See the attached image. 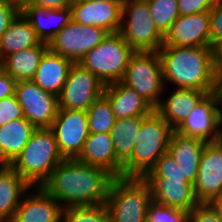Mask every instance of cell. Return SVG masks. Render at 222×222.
<instances>
[{
	"mask_svg": "<svg viewBox=\"0 0 222 222\" xmlns=\"http://www.w3.org/2000/svg\"><path fill=\"white\" fill-rule=\"evenodd\" d=\"M114 177L77 158L64 159L41 187L63 208L106 204Z\"/></svg>",
	"mask_w": 222,
	"mask_h": 222,
	"instance_id": "obj_1",
	"label": "cell"
},
{
	"mask_svg": "<svg viewBox=\"0 0 222 222\" xmlns=\"http://www.w3.org/2000/svg\"><path fill=\"white\" fill-rule=\"evenodd\" d=\"M206 143L202 139L183 136L175 131L170 137L167 152L192 184L196 181L201 155Z\"/></svg>",
	"mask_w": 222,
	"mask_h": 222,
	"instance_id": "obj_23",
	"label": "cell"
},
{
	"mask_svg": "<svg viewBox=\"0 0 222 222\" xmlns=\"http://www.w3.org/2000/svg\"><path fill=\"white\" fill-rule=\"evenodd\" d=\"M89 133H110L115 115L109 99L103 94L86 111Z\"/></svg>",
	"mask_w": 222,
	"mask_h": 222,
	"instance_id": "obj_30",
	"label": "cell"
},
{
	"mask_svg": "<svg viewBox=\"0 0 222 222\" xmlns=\"http://www.w3.org/2000/svg\"><path fill=\"white\" fill-rule=\"evenodd\" d=\"M16 80L0 67V100L15 95Z\"/></svg>",
	"mask_w": 222,
	"mask_h": 222,
	"instance_id": "obj_40",
	"label": "cell"
},
{
	"mask_svg": "<svg viewBox=\"0 0 222 222\" xmlns=\"http://www.w3.org/2000/svg\"><path fill=\"white\" fill-rule=\"evenodd\" d=\"M89 1L104 2V1H124V0H89Z\"/></svg>",
	"mask_w": 222,
	"mask_h": 222,
	"instance_id": "obj_45",
	"label": "cell"
},
{
	"mask_svg": "<svg viewBox=\"0 0 222 222\" xmlns=\"http://www.w3.org/2000/svg\"><path fill=\"white\" fill-rule=\"evenodd\" d=\"M213 92L217 98V117L218 127L222 139V76L218 78L217 84Z\"/></svg>",
	"mask_w": 222,
	"mask_h": 222,
	"instance_id": "obj_42",
	"label": "cell"
},
{
	"mask_svg": "<svg viewBox=\"0 0 222 222\" xmlns=\"http://www.w3.org/2000/svg\"><path fill=\"white\" fill-rule=\"evenodd\" d=\"M151 189L152 201L190 213L199 202L193 184L161 177H143Z\"/></svg>",
	"mask_w": 222,
	"mask_h": 222,
	"instance_id": "obj_19",
	"label": "cell"
},
{
	"mask_svg": "<svg viewBox=\"0 0 222 222\" xmlns=\"http://www.w3.org/2000/svg\"><path fill=\"white\" fill-rule=\"evenodd\" d=\"M191 112L174 130L175 132L205 142L222 140L218 127L217 98L214 92L206 94Z\"/></svg>",
	"mask_w": 222,
	"mask_h": 222,
	"instance_id": "obj_14",
	"label": "cell"
},
{
	"mask_svg": "<svg viewBox=\"0 0 222 222\" xmlns=\"http://www.w3.org/2000/svg\"><path fill=\"white\" fill-rule=\"evenodd\" d=\"M20 118H24V116L16 95L0 100V126Z\"/></svg>",
	"mask_w": 222,
	"mask_h": 222,
	"instance_id": "obj_35",
	"label": "cell"
},
{
	"mask_svg": "<svg viewBox=\"0 0 222 222\" xmlns=\"http://www.w3.org/2000/svg\"><path fill=\"white\" fill-rule=\"evenodd\" d=\"M188 222H222L216 208L211 203H199L190 213Z\"/></svg>",
	"mask_w": 222,
	"mask_h": 222,
	"instance_id": "obj_37",
	"label": "cell"
},
{
	"mask_svg": "<svg viewBox=\"0 0 222 222\" xmlns=\"http://www.w3.org/2000/svg\"><path fill=\"white\" fill-rule=\"evenodd\" d=\"M104 89L105 84L97 76L80 63H73L58 96L59 109L87 111Z\"/></svg>",
	"mask_w": 222,
	"mask_h": 222,
	"instance_id": "obj_9",
	"label": "cell"
},
{
	"mask_svg": "<svg viewBox=\"0 0 222 222\" xmlns=\"http://www.w3.org/2000/svg\"><path fill=\"white\" fill-rule=\"evenodd\" d=\"M163 45L210 47V14L180 15L164 35Z\"/></svg>",
	"mask_w": 222,
	"mask_h": 222,
	"instance_id": "obj_15",
	"label": "cell"
},
{
	"mask_svg": "<svg viewBox=\"0 0 222 222\" xmlns=\"http://www.w3.org/2000/svg\"><path fill=\"white\" fill-rule=\"evenodd\" d=\"M62 222H111L106 204L63 208Z\"/></svg>",
	"mask_w": 222,
	"mask_h": 222,
	"instance_id": "obj_32",
	"label": "cell"
},
{
	"mask_svg": "<svg viewBox=\"0 0 222 222\" xmlns=\"http://www.w3.org/2000/svg\"><path fill=\"white\" fill-rule=\"evenodd\" d=\"M158 53L165 87L213 92L219 76L212 47L163 45Z\"/></svg>",
	"mask_w": 222,
	"mask_h": 222,
	"instance_id": "obj_2",
	"label": "cell"
},
{
	"mask_svg": "<svg viewBox=\"0 0 222 222\" xmlns=\"http://www.w3.org/2000/svg\"><path fill=\"white\" fill-rule=\"evenodd\" d=\"M20 12L30 22L39 39L49 44L71 20V7L49 9L32 4L29 0L20 1Z\"/></svg>",
	"mask_w": 222,
	"mask_h": 222,
	"instance_id": "obj_18",
	"label": "cell"
},
{
	"mask_svg": "<svg viewBox=\"0 0 222 222\" xmlns=\"http://www.w3.org/2000/svg\"><path fill=\"white\" fill-rule=\"evenodd\" d=\"M151 202V189L143 178L112 179L106 200L111 222H147Z\"/></svg>",
	"mask_w": 222,
	"mask_h": 222,
	"instance_id": "obj_5",
	"label": "cell"
},
{
	"mask_svg": "<svg viewBox=\"0 0 222 222\" xmlns=\"http://www.w3.org/2000/svg\"><path fill=\"white\" fill-rule=\"evenodd\" d=\"M217 0H178L180 15L209 11Z\"/></svg>",
	"mask_w": 222,
	"mask_h": 222,
	"instance_id": "obj_39",
	"label": "cell"
},
{
	"mask_svg": "<svg viewBox=\"0 0 222 222\" xmlns=\"http://www.w3.org/2000/svg\"><path fill=\"white\" fill-rule=\"evenodd\" d=\"M19 12L20 2L18 0H0V39Z\"/></svg>",
	"mask_w": 222,
	"mask_h": 222,
	"instance_id": "obj_38",
	"label": "cell"
},
{
	"mask_svg": "<svg viewBox=\"0 0 222 222\" xmlns=\"http://www.w3.org/2000/svg\"><path fill=\"white\" fill-rule=\"evenodd\" d=\"M164 89L159 106L155 109L175 130L192 112L191 110L207 94L205 91L173 88ZM167 89V90H166ZM170 90L171 93L167 92ZM166 92L169 94H166Z\"/></svg>",
	"mask_w": 222,
	"mask_h": 222,
	"instance_id": "obj_21",
	"label": "cell"
},
{
	"mask_svg": "<svg viewBox=\"0 0 222 222\" xmlns=\"http://www.w3.org/2000/svg\"><path fill=\"white\" fill-rule=\"evenodd\" d=\"M64 160L54 132L36 129L21 154L10 165L31 187L41 186Z\"/></svg>",
	"mask_w": 222,
	"mask_h": 222,
	"instance_id": "obj_4",
	"label": "cell"
},
{
	"mask_svg": "<svg viewBox=\"0 0 222 222\" xmlns=\"http://www.w3.org/2000/svg\"><path fill=\"white\" fill-rule=\"evenodd\" d=\"M77 159L105 169L114 178L123 177V165L116 159L110 133H89Z\"/></svg>",
	"mask_w": 222,
	"mask_h": 222,
	"instance_id": "obj_20",
	"label": "cell"
},
{
	"mask_svg": "<svg viewBox=\"0 0 222 222\" xmlns=\"http://www.w3.org/2000/svg\"><path fill=\"white\" fill-rule=\"evenodd\" d=\"M108 31L96 26H85L71 20L49 42L48 48L73 63H79L84 55L100 44Z\"/></svg>",
	"mask_w": 222,
	"mask_h": 222,
	"instance_id": "obj_11",
	"label": "cell"
},
{
	"mask_svg": "<svg viewBox=\"0 0 222 222\" xmlns=\"http://www.w3.org/2000/svg\"><path fill=\"white\" fill-rule=\"evenodd\" d=\"M63 207L41 186L31 187L22 197L11 222H62Z\"/></svg>",
	"mask_w": 222,
	"mask_h": 222,
	"instance_id": "obj_17",
	"label": "cell"
},
{
	"mask_svg": "<svg viewBox=\"0 0 222 222\" xmlns=\"http://www.w3.org/2000/svg\"><path fill=\"white\" fill-rule=\"evenodd\" d=\"M64 159L78 158L89 135L87 112L59 109L50 128Z\"/></svg>",
	"mask_w": 222,
	"mask_h": 222,
	"instance_id": "obj_12",
	"label": "cell"
},
{
	"mask_svg": "<svg viewBox=\"0 0 222 222\" xmlns=\"http://www.w3.org/2000/svg\"><path fill=\"white\" fill-rule=\"evenodd\" d=\"M121 82L134 89L156 109L161 102L165 89L159 53L135 51L130 56Z\"/></svg>",
	"mask_w": 222,
	"mask_h": 222,
	"instance_id": "obj_8",
	"label": "cell"
},
{
	"mask_svg": "<svg viewBox=\"0 0 222 222\" xmlns=\"http://www.w3.org/2000/svg\"><path fill=\"white\" fill-rule=\"evenodd\" d=\"M72 64L71 60L48 48L43 54L32 80L43 90L59 96Z\"/></svg>",
	"mask_w": 222,
	"mask_h": 222,
	"instance_id": "obj_24",
	"label": "cell"
},
{
	"mask_svg": "<svg viewBox=\"0 0 222 222\" xmlns=\"http://www.w3.org/2000/svg\"><path fill=\"white\" fill-rule=\"evenodd\" d=\"M193 189L199 203L222 198V140L205 144Z\"/></svg>",
	"mask_w": 222,
	"mask_h": 222,
	"instance_id": "obj_13",
	"label": "cell"
},
{
	"mask_svg": "<svg viewBox=\"0 0 222 222\" xmlns=\"http://www.w3.org/2000/svg\"><path fill=\"white\" fill-rule=\"evenodd\" d=\"M4 166H5V164H4V162L0 158V169L3 168Z\"/></svg>",
	"mask_w": 222,
	"mask_h": 222,
	"instance_id": "obj_46",
	"label": "cell"
},
{
	"mask_svg": "<svg viewBox=\"0 0 222 222\" xmlns=\"http://www.w3.org/2000/svg\"><path fill=\"white\" fill-rule=\"evenodd\" d=\"M147 222H188V212L152 201L148 206Z\"/></svg>",
	"mask_w": 222,
	"mask_h": 222,
	"instance_id": "obj_34",
	"label": "cell"
},
{
	"mask_svg": "<svg viewBox=\"0 0 222 222\" xmlns=\"http://www.w3.org/2000/svg\"><path fill=\"white\" fill-rule=\"evenodd\" d=\"M32 4L49 9L71 7L75 0H29Z\"/></svg>",
	"mask_w": 222,
	"mask_h": 222,
	"instance_id": "obj_41",
	"label": "cell"
},
{
	"mask_svg": "<svg viewBox=\"0 0 222 222\" xmlns=\"http://www.w3.org/2000/svg\"><path fill=\"white\" fill-rule=\"evenodd\" d=\"M144 177H161L168 180H182V182H190L174 161L173 157L165 152L156 162L154 167Z\"/></svg>",
	"mask_w": 222,
	"mask_h": 222,
	"instance_id": "obj_33",
	"label": "cell"
},
{
	"mask_svg": "<svg viewBox=\"0 0 222 222\" xmlns=\"http://www.w3.org/2000/svg\"><path fill=\"white\" fill-rule=\"evenodd\" d=\"M31 186L10 166L0 169V220L11 222Z\"/></svg>",
	"mask_w": 222,
	"mask_h": 222,
	"instance_id": "obj_25",
	"label": "cell"
},
{
	"mask_svg": "<svg viewBox=\"0 0 222 222\" xmlns=\"http://www.w3.org/2000/svg\"><path fill=\"white\" fill-rule=\"evenodd\" d=\"M47 49L48 44L44 42L31 48H25L8 55L0 63V67L16 81L32 80Z\"/></svg>",
	"mask_w": 222,
	"mask_h": 222,
	"instance_id": "obj_28",
	"label": "cell"
},
{
	"mask_svg": "<svg viewBox=\"0 0 222 222\" xmlns=\"http://www.w3.org/2000/svg\"><path fill=\"white\" fill-rule=\"evenodd\" d=\"M145 116L116 119L110 132L116 159L124 165L132 156L136 136Z\"/></svg>",
	"mask_w": 222,
	"mask_h": 222,
	"instance_id": "obj_29",
	"label": "cell"
},
{
	"mask_svg": "<svg viewBox=\"0 0 222 222\" xmlns=\"http://www.w3.org/2000/svg\"><path fill=\"white\" fill-rule=\"evenodd\" d=\"M210 14V47L214 48L222 41V0H217L209 10Z\"/></svg>",
	"mask_w": 222,
	"mask_h": 222,
	"instance_id": "obj_36",
	"label": "cell"
},
{
	"mask_svg": "<svg viewBox=\"0 0 222 222\" xmlns=\"http://www.w3.org/2000/svg\"><path fill=\"white\" fill-rule=\"evenodd\" d=\"M123 1L96 2L75 0L71 5L72 20L85 26H96L109 33L119 32Z\"/></svg>",
	"mask_w": 222,
	"mask_h": 222,
	"instance_id": "obj_16",
	"label": "cell"
},
{
	"mask_svg": "<svg viewBox=\"0 0 222 222\" xmlns=\"http://www.w3.org/2000/svg\"><path fill=\"white\" fill-rule=\"evenodd\" d=\"M211 204L216 208L220 215V219L222 221V198L216 199L211 202Z\"/></svg>",
	"mask_w": 222,
	"mask_h": 222,
	"instance_id": "obj_44",
	"label": "cell"
},
{
	"mask_svg": "<svg viewBox=\"0 0 222 222\" xmlns=\"http://www.w3.org/2000/svg\"><path fill=\"white\" fill-rule=\"evenodd\" d=\"M120 35L134 51L158 52L164 36L152 19L147 0H124Z\"/></svg>",
	"mask_w": 222,
	"mask_h": 222,
	"instance_id": "obj_7",
	"label": "cell"
},
{
	"mask_svg": "<svg viewBox=\"0 0 222 222\" xmlns=\"http://www.w3.org/2000/svg\"><path fill=\"white\" fill-rule=\"evenodd\" d=\"M15 95L29 123L36 129L51 128L59 110L58 96L43 90L33 80L17 81Z\"/></svg>",
	"mask_w": 222,
	"mask_h": 222,
	"instance_id": "obj_10",
	"label": "cell"
},
{
	"mask_svg": "<svg viewBox=\"0 0 222 222\" xmlns=\"http://www.w3.org/2000/svg\"><path fill=\"white\" fill-rule=\"evenodd\" d=\"M35 130L25 118L0 126V158L5 165H11L17 159Z\"/></svg>",
	"mask_w": 222,
	"mask_h": 222,
	"instance_id": "obj_27",
	"label": "cell"
},
{
	"mask_svg": "<svg viewBox=\"0 0 222 222\" xmlns=\"http://www.w3.org/2000/svg\"><path fill=\"white\" fill-rule=\"evenodd\" d=\"M152 19L164 36L180 16L178 0H147Z\"/></svg>",
	"mask_w": 222,
	"mask_h": 222,
	"instance_id": "obj_31",
	"label": "cell"
},
{
	"mask_svg": "<svg viewBox=\"0 0 222 222\" xmlns=\"http://www.w3.org/2000/svg\"><path fill=\"white\" fill-rule=\"evenodd\" d=\"M104 95L109 99L116 119L146 116L154 110L141 95L121 81L105 85Z\"/></svg>",
	"mask_w": 222,
	"mask_h": 222,
	"instance_id": "obj_22",
	"label": "cell"
},
{
	"mask_svg": "<svg viewBox=\"0 0 222 222\" xmlns=\"http://www.w3.org/2000/svg\"><path fill=\"white\" fill-rule=\"evenodd\" d=\"M214 65L219 77L222 76V41L219 42L214 48Z\"/></svg>",
	"mask_w": 222,
	"mask_h": 222,
	"instance_id": "obj_43",
	"label": "cell"
},
{
	"mask_svg": "<svg viewBox=\"0 0 222 222\" xmlns=\"http://www.w3.org/2000/svg\"><path fill=\"white\" fill-rule=\"evenodd\" d=\"M134 52L119 32L108 33L79 63L108 85L122 80Z\"/></svg>",
	"mask_w": 222,
	"mask_h": 222,
	"instance_id": "obj_6",
	"label": "cell"
},
{
	"mask_svg": "<svg viewBox=\"0 0 222 222\" xmlns=\"http://www.w3.org/2000/svg\"><path fill=\"white\" fill-rule=\"evenodd\" d=\"M174 129L154 109L141 123L131 158L123 165V177L143 178L167 152Z\"/></svg>",
	"mask_w": 222,
	"mask_h": 222,
	"instance_id": "obj_3",
	"label": "cell"
},
{
	"mask_svg": "<svg viewBox=\"0 0 222 222\" xmlns=\"http://www.w3.org/2000/svg\"><path fill=\"white\" fill-rule=\"evenodd\" d=\"M41 43L42 41L30 22L19 12L1 36L0 63L10 54L40 45Z\"/></svg>",
	"mask_w": 222,
	"mask_h": 222,
	"instance_id": "obj_26",
	"label": "cell"
}]
</instances>
